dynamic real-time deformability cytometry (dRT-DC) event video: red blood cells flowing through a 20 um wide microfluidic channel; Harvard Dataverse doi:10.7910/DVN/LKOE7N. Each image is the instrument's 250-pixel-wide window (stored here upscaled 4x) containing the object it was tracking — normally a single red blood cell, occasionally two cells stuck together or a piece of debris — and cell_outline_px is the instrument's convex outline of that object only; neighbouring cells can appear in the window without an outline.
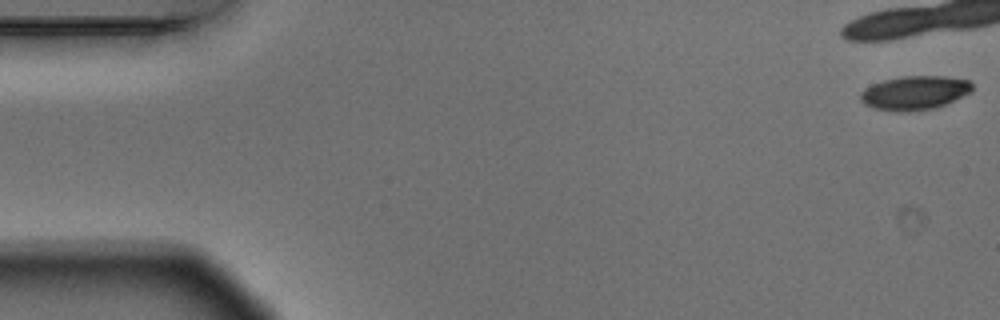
{"species": "Egyptian fruit bat (a non-hibernating species)", "species_latin": "Rousettus aegyptiacus", "temperature_condition": "warm", "stored_images_in_passage": 10, "camera_frame_rate_fps": 3000, "um_per_image_px": 0.085, "animal": {"sex": "male"}, "frame": {"image": 1, "passage_image": 1, "time_ms": 0.0, "image_size_px": [1000, 320], "cell_outline_px": [[972, 92], [936, 108], [908, 112], [896, 112], [872, 108], [864, 104], [860, 100], [860, 92], [864, 88], [872, 84], [884, 80], [904, 76], [944, 76], [968, 80], [972, 84]], "centroid_in_image_um": [77.72, 7.9], "position_along_channel_um": 7.3, "area_um2": 22.31}}
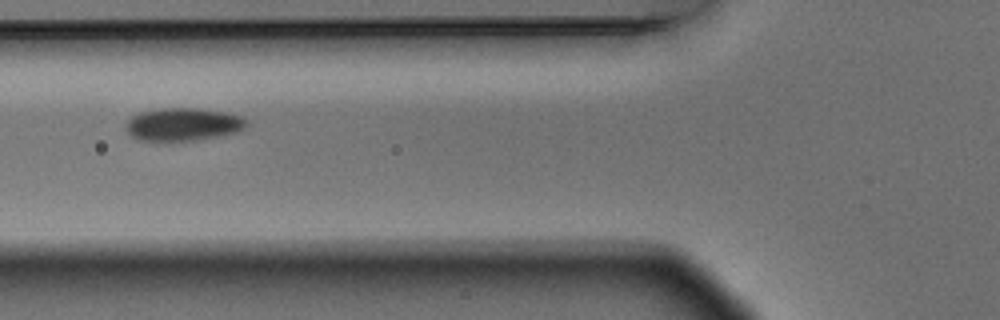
{"frame": {"image": 2, "passage_image": 6, "time_ms": 1.667, "image_size_px": [1000, 320], "cell_outline_px": [[248, 124], [244, 128], [236, 132], [220, 136], [196, 140], [140, 140], [132, 136], [124, 128], [124, 124], [132, 116], [140, 112], [160, 108], [196, 108], [224, 112], [240, 116], [248, 120]], "centroid_in_image_um": [15.55, 10.56], "position_along_channel_um": 110.2, "area_um2": 23.06}}
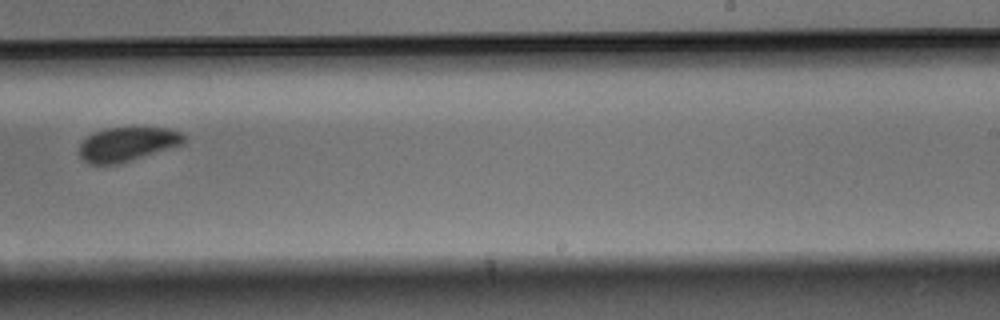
{"frame": {"image": 3, "passage_image": 10, "time_ms": 3.0, "image_size_px": [1000, 320], "cell_outline_px": [[188, 140], [184, 144], [120, 164], [88, 164], [80, 156], [80, 144], [92, 132], [104, 128], [168, 128], [180, 132]], "centroid_in_image_um": [10.84, 12.26], "position_along_channel_um": 278.2, "area_um2": 20.92}}